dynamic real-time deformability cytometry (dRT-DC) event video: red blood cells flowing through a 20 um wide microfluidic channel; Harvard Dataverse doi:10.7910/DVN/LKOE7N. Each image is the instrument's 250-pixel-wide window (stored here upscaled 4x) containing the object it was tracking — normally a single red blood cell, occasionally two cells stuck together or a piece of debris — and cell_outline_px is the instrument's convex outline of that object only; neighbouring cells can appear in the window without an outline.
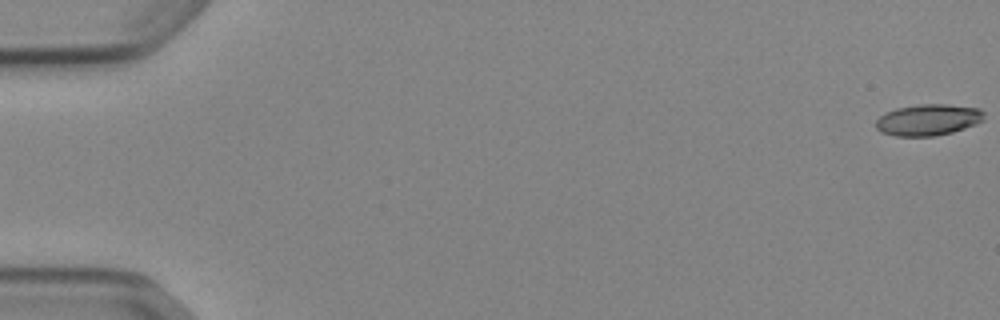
{"species": "Egyptian fruit bat (a non-hibernating species)", "species_latin": "Rousettus aegyptiacus", "temperature_condition": "cold", "stored_images_in_passage": 54, "camera_frame_rate_fps": 3000, "um_per_image_px": 0.085, "animal": {"sex": "female"}, "frame": {"image": 1, "passage_image": 1, "time_ms": 0.0, "image_size_px": [1000, 320], "cell_outline_px": [[984, 120], [976, 124], [952, 132], [936, 136], [896, 136], [880, 132], [876, 128], [876, 120], [884, 112], [896, 108], [920, 104], [948, 104], [980, 108], [984, 112]], "centroid_in_image_um": [78.89, 10.18], "position_along_channel_um": 6.1, "area_um2": 19.94}}
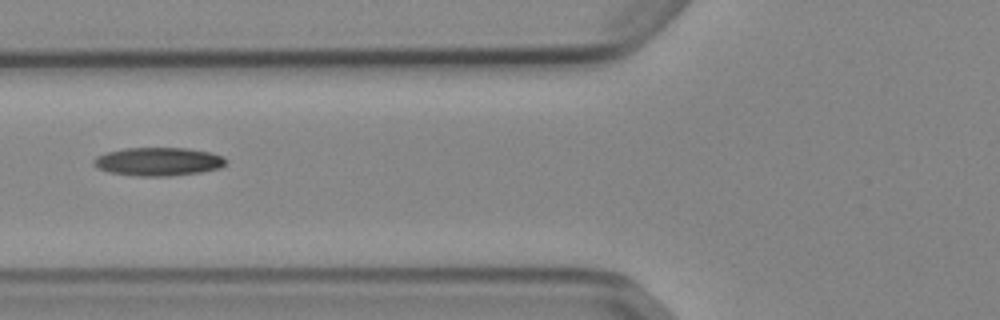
{"frame": {"image": 2, "passage_image": 22, "time_ms": 7.0, "image_size_px": [1000, 320], "cell_outline_px": [[228, 164], [220, 168], [200, 172], [168, 176], [136, 176], [112, 172], [100, 168], [92, 164], [92, 160], [96, 156], [108, 152], [124, 148], [188, 148], [212, 152], [224, 156], [228, 160]], "centroid_in_image_um": [13.52, 13.72], "position_along_channel_um": 112.3, "area_um2": 21.96}}
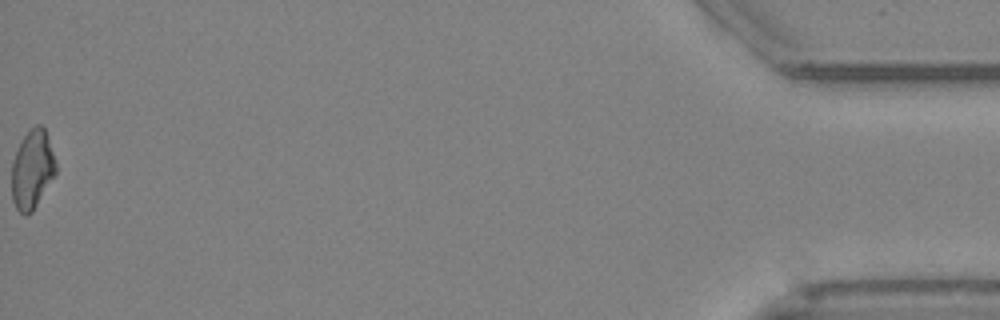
{"frame": {"image": 3, "passage_image": 54, "time_ms": 17.667, "image_size_px": [1000, 320], "cell_outline_px": [[56, 172], [32, 212], [24, 216], [16, 208], [12, 200], [12, 160], [24, 136], [36, 124], [40, 124], [44, 128], [56, 164]], "centroid_in_image_um": [2.72, 14.43], "position_along_channel_um": 432.5, "area_um2": 19.83}, "authors_computed_cell_mechanics": {"area_um2": 20.519, "velocity_mm_per_s": 3.8934, "shape_relaxation_time_tau1_ms": 5.8345, "shape_relaxation_time_tau2_ms": 10.3516, "deformation_change_tau1": 0.1817, "deformation_change_tau2": 0.2143}}